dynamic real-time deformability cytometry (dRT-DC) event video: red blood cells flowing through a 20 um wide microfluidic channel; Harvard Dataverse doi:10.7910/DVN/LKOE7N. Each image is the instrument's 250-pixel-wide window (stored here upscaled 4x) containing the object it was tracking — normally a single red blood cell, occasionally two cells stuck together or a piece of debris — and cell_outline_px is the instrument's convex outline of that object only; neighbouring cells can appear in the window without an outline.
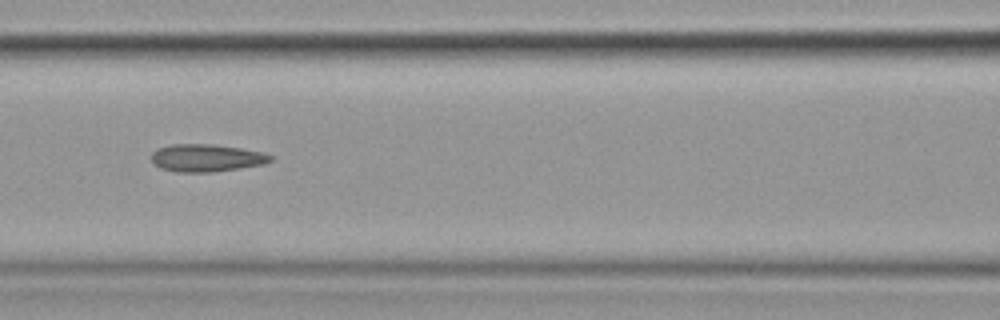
{"species": "common noctule bat (a hibernating species)", "species_latin": "Nyctalus noctula", "temperature_condition": "cold", "stored_images_in_passage": 11, "camera_frame_rate_fps": 3000, "um_per_image_px": 0.085, "animal": {"sex": "female", "body_mass_g": 19.9}, "frame": {"image": 1, "passage_image": 7, "time_ms": 8.0, "image_size_px": [1000, 320], "cell_outline_px": [[272, 160], [264, 164], [240, 168], [212, 172], [176, 172], [160, 168], [152, 164], [152, 152], [160, 148], [172, 144], [212, 144], [240, 148], [260, 152], [272, 156]], "centroid_in_image_um": [17.51, 13.43], "position_along_channel_um": 149.1, "area_um2": 19.02}}
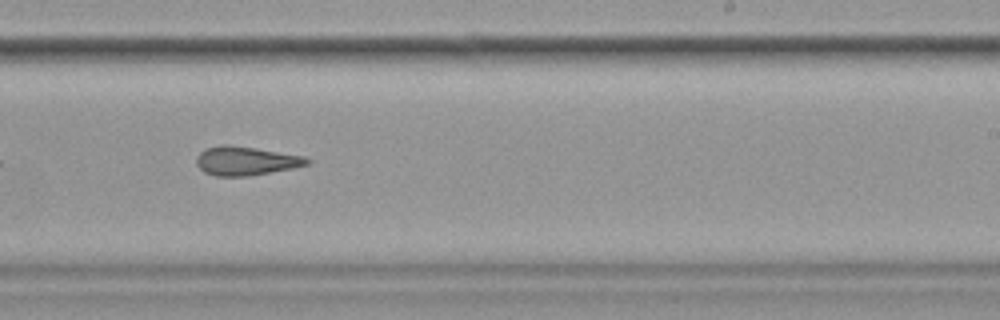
{"frame": {"image": 2, "passage_image": 10, "time_ms": 11.333, "image_size_px": [1000, 320], "cell_outline_px": [[312, 164], [292, 168], [248, 176], [216, 176], [204, 172], [196, 164], [196, 156], [204, 148], [220, 144], [228, 144], [256, 148], [304, 156], [312, 160]], "centroid_in_image_um": [20.89, 13.66], "position_along_channel_um": 268.1, "area_um2": 18.79}}
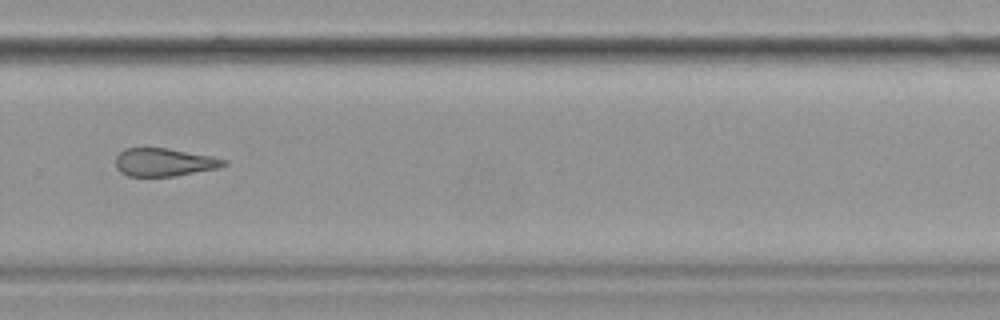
{"frame": {"image": 3, "passage_image": 11, "time_ms": 12.667, "image_size_px": [1000, 320], "cell_outline_px": [[228, 164], [216, 168], [176, 176], [128, 176], [120, 172], [116, 168], [116, 156], [124, 148], [168, 148], [212, 156], [228, 160]], "centroid_in_image_um": [13.95, 13.79], "position_along_channel_um": 315.9, "area_um2": 17.69}}